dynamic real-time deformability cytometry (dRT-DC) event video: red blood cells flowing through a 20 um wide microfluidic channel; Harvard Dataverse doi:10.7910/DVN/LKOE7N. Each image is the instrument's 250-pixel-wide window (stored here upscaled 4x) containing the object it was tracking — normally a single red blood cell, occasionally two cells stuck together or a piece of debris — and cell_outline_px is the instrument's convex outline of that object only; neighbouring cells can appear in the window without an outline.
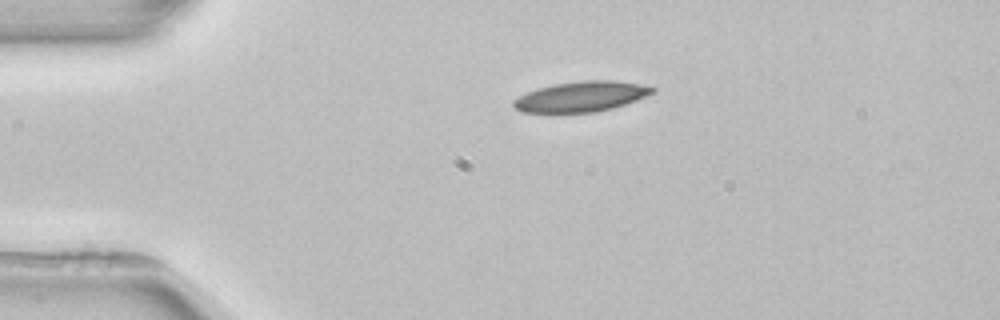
{"species": "common noctule bat (a hibernating species)", "species_latin": "Nyctalus noctula", "temperature_condition": "room temperature", "stored_images_in_passage": 3, "camera_frame_rate_fps": 3000, "um_per_image_px": 0.085, "animal": {"sex": "female", "body_mass_g": 22.7, "forearm_length_mm": 54.2}, "frame": {"image": 1, "passage_image": 3, "time_ms": 3.0, "image_size_px": [1000, 320], "cell_outline_px": [[656, 92], [636, 100], [612, 108], [596, 112], [520, 112], [512, 104], [512, 100], [528, 92], [540, 88], [556, 84], [584, 80], [612, 80], [636, 84], [656, 88]], "centroid_in_image_um": [49.41, 8.21], "position_along_channel_um": 35.6, "area_um2": 24.1}}